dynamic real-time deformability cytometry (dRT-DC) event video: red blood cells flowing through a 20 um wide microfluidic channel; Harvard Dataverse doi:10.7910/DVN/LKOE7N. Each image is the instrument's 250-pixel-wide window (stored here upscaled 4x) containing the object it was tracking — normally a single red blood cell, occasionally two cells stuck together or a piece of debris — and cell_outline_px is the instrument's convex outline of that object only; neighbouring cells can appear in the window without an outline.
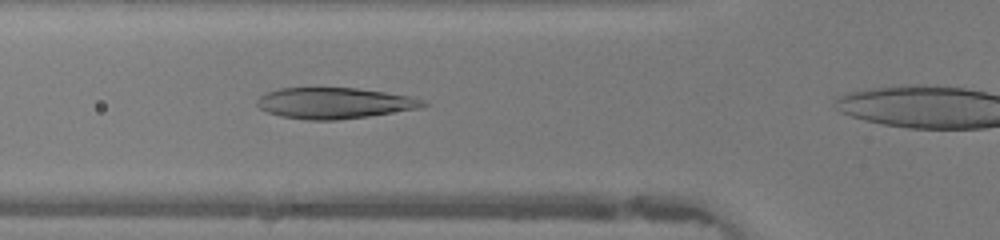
{"species": "human", "species_latin": "Homo sapiens", "temperature_condition": "warm", "stored_images_in_passage": 26, "camera_frame_rate_fps": 3000, "um_per_image_px": 0.085, "donor": {"sex": "female"}, "frame": {"image": 1, "passage_image": 5, "time_ms": 1.333, "image_size_px": [1000, 240], "cell_outline_px": [[428, 104], [420, 108], [368, 116], [336, 120], [308, 120], [280, 116], [268, 112], [260, 108], [256, 104], [256, 100], [260, 96], [268, 92], [280, 88], [356, 88], [384, 92], [408, 96], [424, 100]], "centroid_in_image_um": [28.4, 8.77], "position_along_channel_um": 97.4, "area_um2": 29.77}}
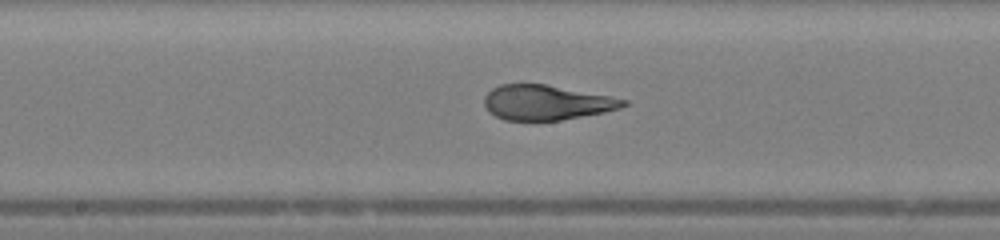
{"frame": {"image": 2, "passage_image": 12, "time_ms": 3.667, "image_size_px": [1000, 240], "cell_outline_px": [[628, 104], [620, 108], [604, 112], [560, 120], [504, 120], [488, 112], [484, 104], [484, 96], [492, 88], [500, 84], [544, 84], [608, 96], [628, 100]], "centroid_in_image_um": [46.4, 8.71], "position_along_channel_um": 201.8, "area_um2": 28.03}}
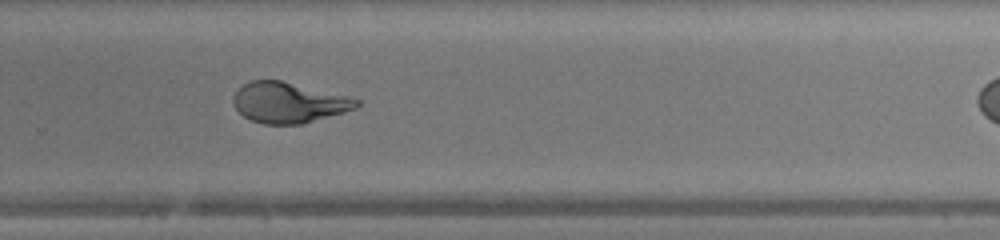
{"frame": {"image": 3, "passage_image": 19, "time_ms": 6.0, "image_size_px": [1000, 240], "cell_outline_px": [[360, 104], [356, 108], [344, 112], [304, 124], [264, 124], [252, 120], [244, 116], [236, 108], [232, 100], [232, 96], [236, 88], [252, 80], [280, 80], [348, 96], [360, 100]], "centroid_in_image_um": [24.52, 8.72], "position_along_channel_um": 305.3, "area_um2": 29.13}}